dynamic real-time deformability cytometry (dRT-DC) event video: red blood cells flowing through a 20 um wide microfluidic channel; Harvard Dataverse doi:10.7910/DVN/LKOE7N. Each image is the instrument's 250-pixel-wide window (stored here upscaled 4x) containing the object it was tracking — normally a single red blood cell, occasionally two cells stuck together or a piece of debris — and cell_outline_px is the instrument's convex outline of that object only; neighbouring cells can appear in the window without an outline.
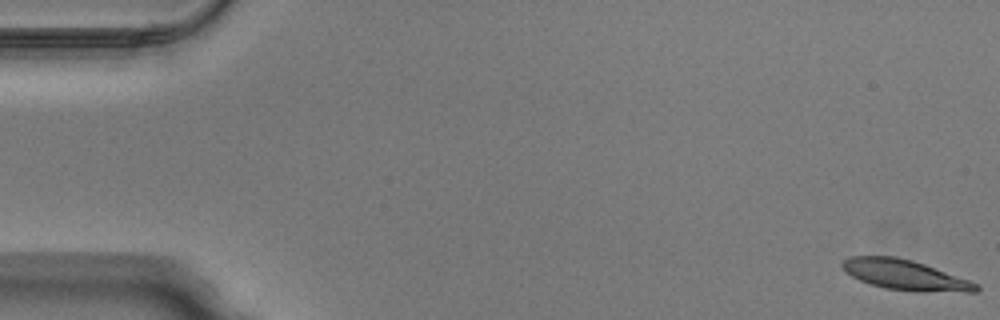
{"species": "Egyptian fruit bat (a non-hibernating species)", "species_latin": "Rousettus aegyptiacus", "temperature_condition": "warm", "stored_images_in_passage": 15, "camera_frame_rate_fps": 3000, "um_per_image_px": 0.085, "animal": {"sex": "male"}, "frame": {"image": 1, "passage_image": 1, "time_ms": 0.0, "image_size_px": [1000, 320], "cell_outline_px": [[980, 288], [976, 292], [916, 292], [884, 288], [860, 280], [852, 276], [840, 264], [844, 260], [852, 256], [896, 256], [912, 260], [924, 264], [980, 284]], "centroid_in_image_um": [76.98, 23.38], "position_along_channel_um": 8.0, "area_um2": 23.47}}
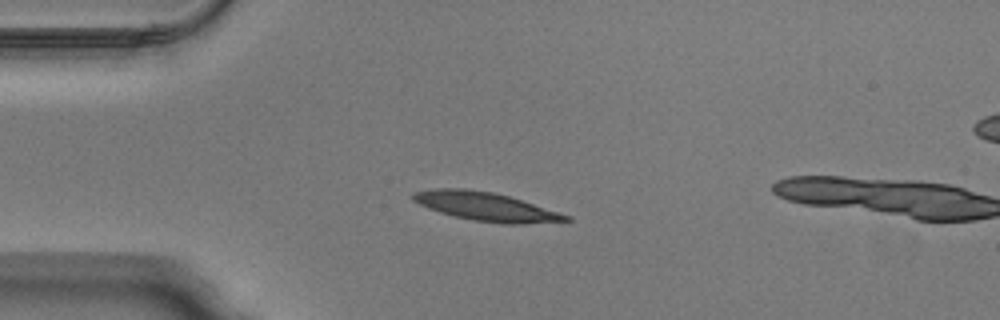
{"frame": {"image": 2, "passage_image": 13, "time_ms": 4.0, "image_size_px": [1000, 320], "cell_outline_px": [[572, 220], [524, 224], [504, 224], [472, 220], [440, 212], [428, 208], [412, 200], [412, 192], [436, 188], [464, 188], [492, 192], [508, 196], [572, 216]], "centroid_in_image_um": [41.29, 17.56], "position_along_channel_um": 43.7, "area_um2": 25.32}}